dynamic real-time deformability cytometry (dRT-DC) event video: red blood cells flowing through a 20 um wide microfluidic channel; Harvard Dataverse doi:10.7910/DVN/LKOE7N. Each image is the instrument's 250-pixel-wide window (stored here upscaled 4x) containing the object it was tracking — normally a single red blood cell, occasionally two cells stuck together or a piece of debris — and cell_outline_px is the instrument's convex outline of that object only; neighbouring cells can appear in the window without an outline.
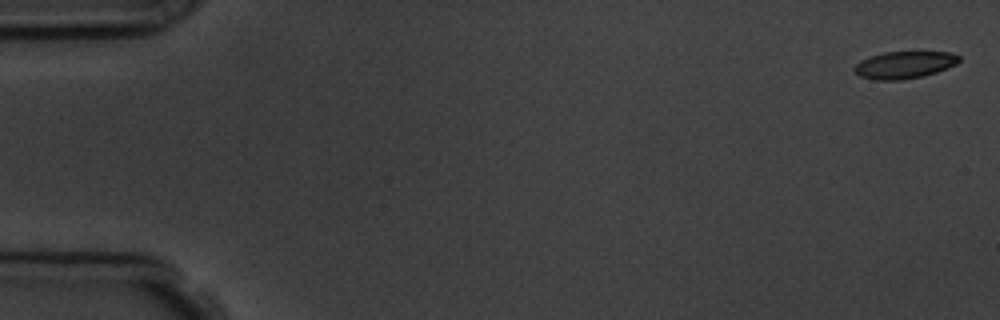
{"species": "common noctule bat (a hibernating species)", "species_latin": "Nyctalus noctula", "temperature_condition": "room temperature", "stored_images_in_passage": 6, "camera_frame_rate_fps": 3000, "um_per_image_px": 0.085, "animal": {"sex": "male", "body_mass_g": 19.5, "forearm_length_mm": 54.6}, "frame": {"image": 1, "passage_image": 1, "time_ms": 0.0, "image_size_px": [1000, 320], "cell_outline_px": [[960, 60], [956, 64], [948, 68], [924, 76], [900, 80], [876, 80], [860, 76], [852, 68], [860, 60], [868, 56], [884, 52], [948, 52], [960, 56]], "centroid_in_image_um": [76.85, 5.51], "position_along_channel_um": 8.1, "area_um2": 16.65}}